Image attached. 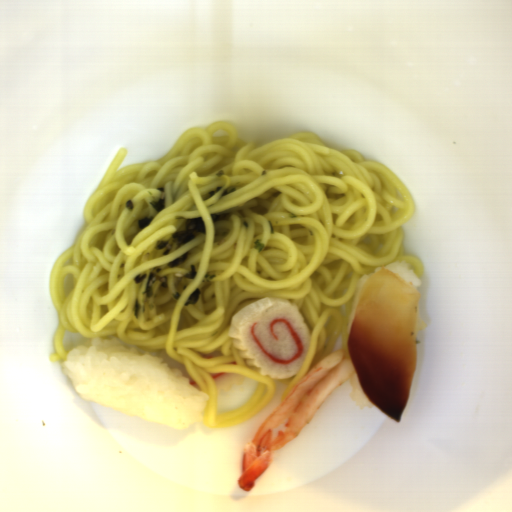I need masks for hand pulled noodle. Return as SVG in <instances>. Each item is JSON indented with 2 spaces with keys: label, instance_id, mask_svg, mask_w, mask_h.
<instances>
[{
  "label": "hand pulled noodle",
  "instance_id": "obj_1",
  "mask_svg": "<svg viewBox=\"0 0 512 512\" xmlns=\"http://www.w3.org/2000/svg\"><path fill=\"white\" fill-rule=\"evenodd\" d=\"M127 155V147L117 150L84 206L85 228L51 268L49 292L60 325L48 361L67 358L66 331L89 341L115 337L157 357L166 351L208 396L201 420L207 428L248 422L285 384L281 403L333 350H343L352 363L349 315L364 274L396 261L419 279L424 274L422 261L406 253L402 227L416 213L408 189L387 167L332 148L320 136L245 142L222 121L190 127L154 161L121 167ZM218 186L237 190L208 195ZM163 197L157 212L149 203ZM128 200L131 211L124 207ZM229 211V220L210 217ZM147 216L154 220L140 231L137 222ZM201 216L205 235L166 255L156 251L159 239L169 240ZM188 252V262L168 268ZM192 264L195 279H184ZM151 272L169 286L155 282L147 299ZM197 288L199 302L186 307ZM267 296L294 302L310 328L304 364L291 378L261 376L227 337L232 316ZM136 298L145 308L140 319L132 310ZM213 351L225 355L202 358ZM210 373L247 380L217 395Z\"/></svg>",
  "mask_w": 512,
  "mask_h": 512
}]
</instances>
